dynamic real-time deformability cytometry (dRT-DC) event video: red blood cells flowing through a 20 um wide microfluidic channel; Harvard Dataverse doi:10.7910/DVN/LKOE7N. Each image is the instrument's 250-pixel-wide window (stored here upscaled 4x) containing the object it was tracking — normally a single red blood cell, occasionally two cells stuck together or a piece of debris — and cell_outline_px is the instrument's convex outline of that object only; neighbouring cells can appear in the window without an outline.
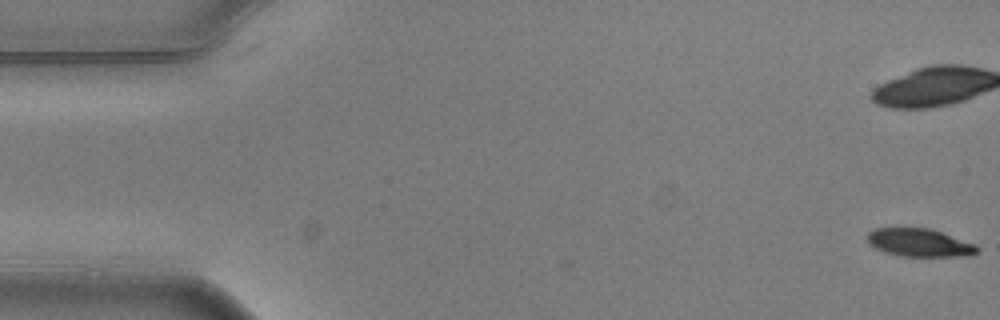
{"species": "common noctule bat (a hibernating species)", "species_latin": "Nyctalus noctula", "temperature_condition": "warm", "stored_images_in_passage": 2, "camera_frame_rate_fps": 3000, "um_per_image_px": 0.085, "animal": {"sex": "male", "body_mass_g": 20.5, "forearm_length_mm": 52.5}, "frame": {"image": 1, "passage_image": 2, "time_ms": 0.333, "image_size_px": [1000, 320], "cell_outline_px": [[980, 248], [972, 256], [900, 256], [884, 252], [868, 244], [868, 232], [876, 228], [932, 228], [976, 244]], "centroid_in_image_um": [78.18, 20.62], "position_along_channel_um": 6.8, "area_um2": 18.09}}